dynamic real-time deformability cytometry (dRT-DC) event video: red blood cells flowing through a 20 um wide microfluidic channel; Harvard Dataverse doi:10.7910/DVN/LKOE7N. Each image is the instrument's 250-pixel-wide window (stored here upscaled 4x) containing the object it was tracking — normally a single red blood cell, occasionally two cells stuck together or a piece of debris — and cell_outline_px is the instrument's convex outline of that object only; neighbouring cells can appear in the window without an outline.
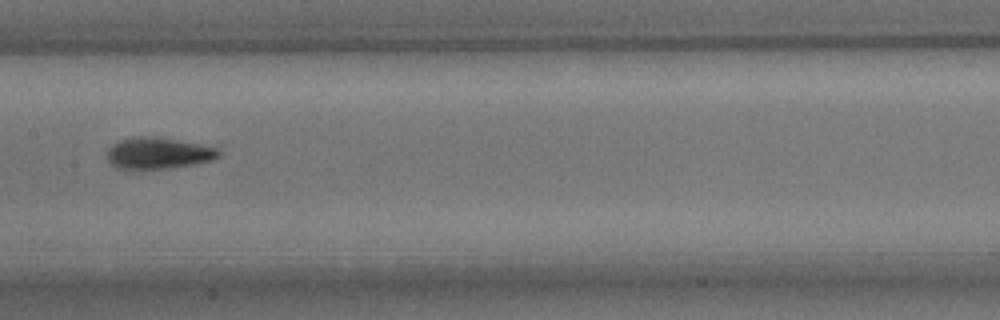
{"species": "common noctule bat (a hibernating species)", "species_latin": "Nyctalus noctula", "temperature_condition": "room temperature", "stored_images_in_passage": 9, "camera_frame_rate_fps": 3000, "um_per_image_px": 0.085, "animal": {"sex": "male", "body_mass_g": 15.6}, "frame": {"image": 1, "passage_image": 7, "time_ms": 8.0, "image_size_px": [1000, 320], "cell_outline_px": [[220, 156], [212, 160], [196, 164], [168, 168], [116, 168], [104, 156], [108, 148], [112, 144], [120, 140], [136, 136], [152, 136], [200, 144], [220, 148]], "centroid_in_image_um": [13.45, 13.01], "position_along_channel_um": 194.0, "area_um2": 20.46}}
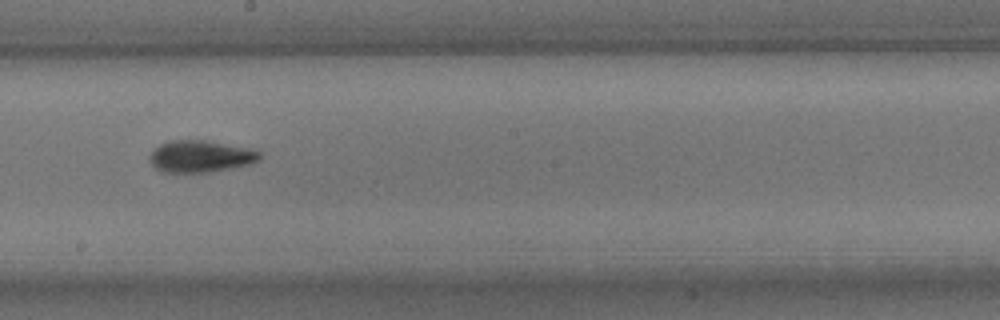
{"frame": {"image": 2, "passage_image": 8, "time_ms": 9.0, "image_size_px": [1000, 320], "cell_outline_px": [[260, 160], [248, 164], [232, 168], [208, 172], [160, 172], [148, 160], [148, 156], [152, 148], [168, 140], [204, 140], [248, 148], [260, 152]], "centroid_in_image_um": [16.97, 13.29], "position_along_channel_um": 231.2, "area_um2": 20.52}}
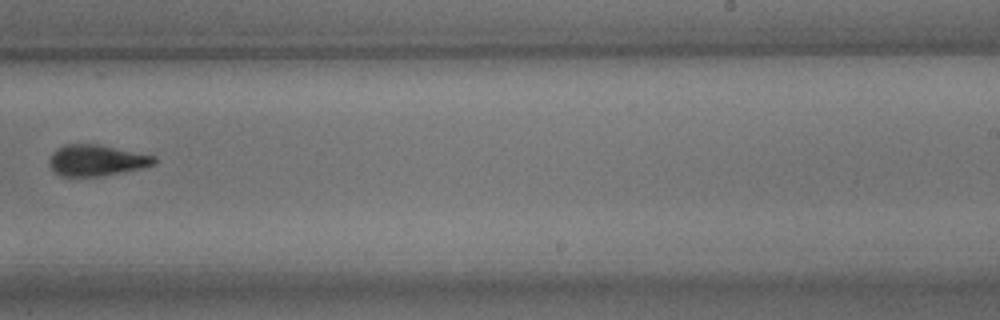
{"frame": {"image": 3, "passage_image": 9, "time_ms": 10.333, "image_size_px": [1000, 320], "cell_outline_px": [[156, 164], [124, 172], [100, 176], [60, 176], [52, 172], [48, 164], [48, 160], [52, 152], [56, 148], [64, 144], [100, 144], [156, 156]], "centroid_in_image_um": [8.16, 13.62], "position_along_channel_um": 280.8, "area_um2": 19.36}}